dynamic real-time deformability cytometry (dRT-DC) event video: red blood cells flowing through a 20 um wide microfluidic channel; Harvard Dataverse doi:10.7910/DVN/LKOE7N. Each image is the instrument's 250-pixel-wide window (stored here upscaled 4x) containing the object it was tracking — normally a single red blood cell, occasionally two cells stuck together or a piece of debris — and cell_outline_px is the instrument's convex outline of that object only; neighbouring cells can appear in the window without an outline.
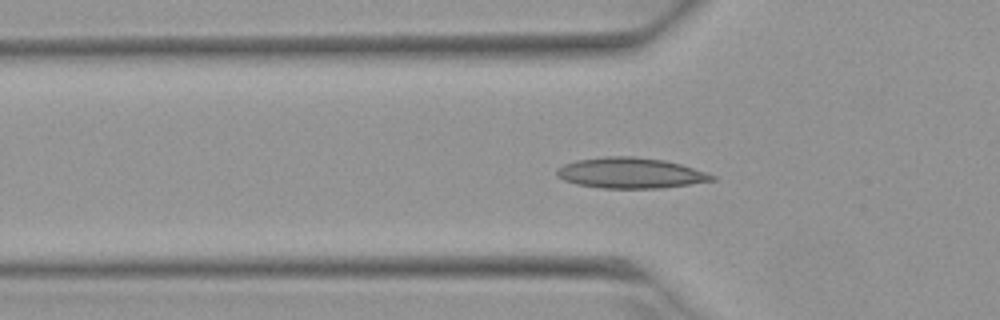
{"species": "Egyptian fruit bat (a non-hibernating species)", "species_latin": "Rousettus aegyptiacus", "temperature_condition": "warm", "stored_images_in_passage": 41, "camera_frame_rate_fps": 3000, "um_per_image_px": 0.085, "animal": {"sex": "female"}, "frame": {"image": 1, "passage_image": 5, "time_ms": 1.333, "image_size_px": [1000, 320], "cell_outline_px": [[716, 180], [660, 188], [600, 188], [576, 184], [564, 180], [556, 176], [556, 168], [564, 164], [576, 160], [604, 156], [636, 156], [664, 160], [680, 164], [716, 176]], "centroid_in_image_um": [53.53, 14.7], "position_along_channel_um": 72.3, "area_um2": 27.69}}
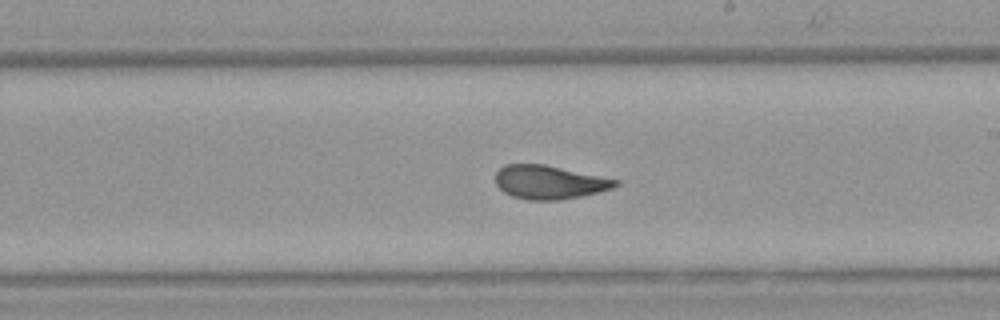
{"frame": {"image": 2, "passage_image": 18, "time_ms": 5.667, "image_size_px": [1000, 320], "cell_outline_px": [[620, 184], [612, 188], [580, 196], [560, 200], [528, 200], [512, 196], [504, 192], [496, 184], [496, 172], [504, 164], [544, 164], [620, 180]], "centroid_in_image_um": [46.68, 15.48], "position_along_channel_um": 242.3, "area_um2": 23.41}}
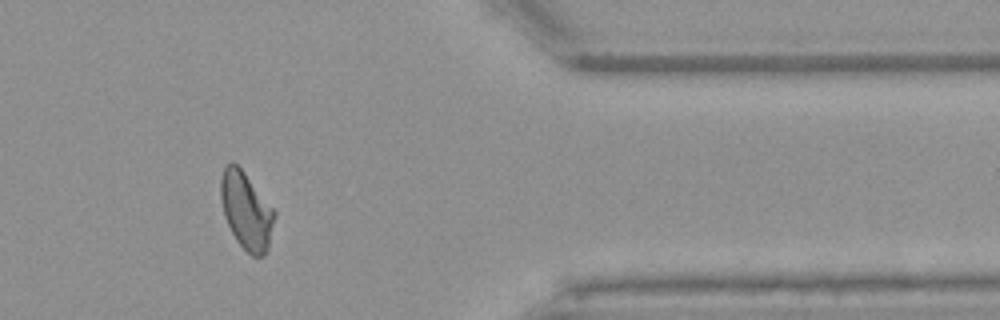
{"frame": {"image": 3, "passage_image": 31, "time_ms": 10.0, "image_size_px": [1000, 320], "cell_outline_px": [[276, 216], [268, 248], [264, 256], [252, 256], [236, 240], [224, 216], [220, 200], [220, 180], [224, 168], [232, 160], [244, 172], [276, 212]], "centroid_in_image_um": [20.93, 17.91], "position_along_channel_um": 390.5, "area_um2": 24.04}, "authors_computed_cell_mechanics": {"area_um2": 24.2182, "velocity_mm_per_s": 3.9281, "shape_relaxation_time_tau1_ms": 7.7324, "shape_relaxation_time_tau2_ms": 1.1701, "deformation_change_tau1": 0.1999, "deformation_change_tau2": 0.0737}}